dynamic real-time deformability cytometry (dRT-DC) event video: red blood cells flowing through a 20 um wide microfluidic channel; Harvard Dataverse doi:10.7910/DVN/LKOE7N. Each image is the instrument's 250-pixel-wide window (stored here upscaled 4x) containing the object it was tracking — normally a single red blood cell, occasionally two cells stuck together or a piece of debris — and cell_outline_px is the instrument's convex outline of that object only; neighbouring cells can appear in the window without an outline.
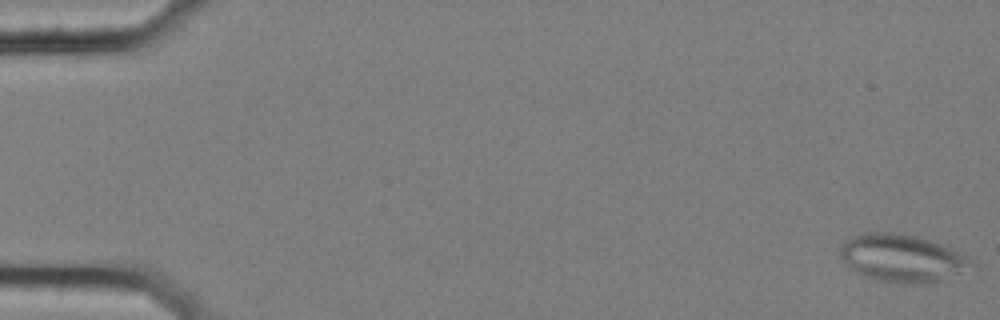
{"species": "common noctule bat (a hibernating species)", "species_latin": "Nyctalus noctula", "temperature_condition": "cold", "stored_images_in_passage": 57, "segment_of_instrument_passage": [1, 2], "camera_frame_rate_fps": 3000, "um_per_image_px": 0.085, "animal": {"sex": "female", "body_mass_g": 25.1}, "frame": {"image": 1, "passage_image": 1, "time_ms": 0.0, "image_size_px": [1000, 320], "cell_outline_px": [[976, 272], [932, 284], [900, 284], [876, 280], [864, 276], [856, 272], [840, 256], [840, 244], [852, 236], [860, 232], [900, 232], [916, 236], [940, 244], [968, 256], [976, 264]], "centroid_in_image_um": [76.81, 21.98], "position_along_channel_um": 8.2, "area_um2": 37.74}}